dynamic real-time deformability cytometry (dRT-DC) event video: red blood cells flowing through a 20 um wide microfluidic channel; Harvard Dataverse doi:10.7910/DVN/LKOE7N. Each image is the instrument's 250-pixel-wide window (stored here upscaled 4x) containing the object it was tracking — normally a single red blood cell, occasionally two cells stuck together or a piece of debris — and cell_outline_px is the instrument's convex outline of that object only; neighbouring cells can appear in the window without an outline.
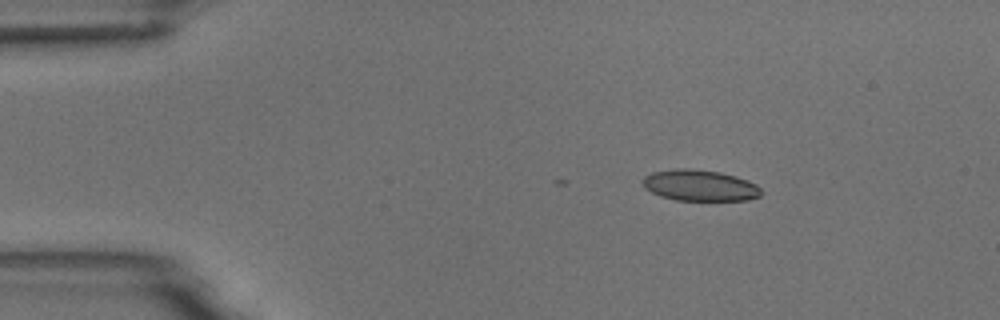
{"species": "common noctule bat (a hibernating species)", "species_latin": "Nyctalus noctula", "temperature_condition": "room temperature", "stored_images_in_passage": 3, "camera_frame_rate_fps": 3000, "um_per_image_px": 0.085, "animal": {"sex": "male", "body_mass_g": 18.8}, "frame": {"image": 1, "passage_image": 3, "time_ms": 2.333, "image_size_px": [1000, 320], "cell_outline_px": [[760, 196], [748, 200], [676, 200], [660, 196], [644, 188], [640, 180], [644, 176], [652, 172], [676, 168], [692, 168], [720, 172], [736, 176], [748, 180], [756, 184], [760, 188]], "centroid_in_image_um": [59.45, 15.75], "position_along_channel_um": 25.6, "area_um2": 21.68}}